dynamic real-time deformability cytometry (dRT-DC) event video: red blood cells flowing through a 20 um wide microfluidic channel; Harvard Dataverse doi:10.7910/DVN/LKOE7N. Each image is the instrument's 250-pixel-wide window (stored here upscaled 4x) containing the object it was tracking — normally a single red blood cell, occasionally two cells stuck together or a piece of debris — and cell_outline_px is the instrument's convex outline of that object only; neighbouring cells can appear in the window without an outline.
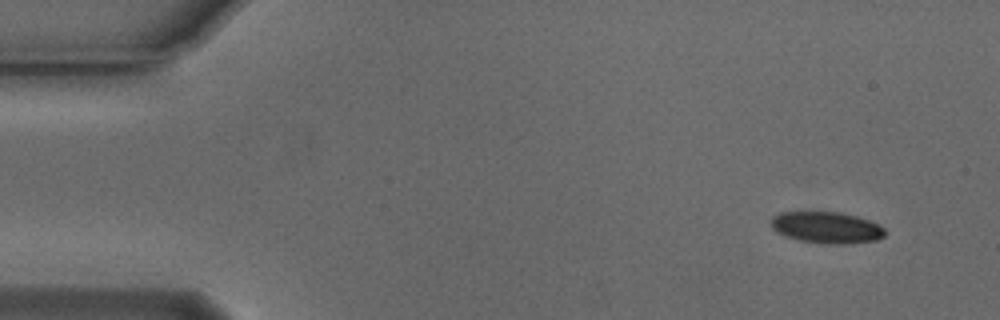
{"species": "Egyptian fruit bat (a non-hibernating species)", "species_latin": "Rousettus aegyptiacus", "temperature_condition": "cold", "stored_images_in_passage": 52, "camera_frame_rate_fps": 3000, "um_per_image_px": 0.085, "animal": {"sex": "male"}, "frame": {"image": 1, "passage_image": 1, "time_ms": 0.0, "image_size_px": [1000, 320], "cell_outline_px": [[884, 236], [876, 240], [844, 244], [820, 244], [800, 240], [784, 236], [776, 232], [772, 228], [772, 216], [780, 212], [840, 212], [856, 216], [868, 220], [884, 228]], "centroid_in_image_um": [70.22, 19.34], "position_along_channel_um": 14.8, "area_um2": 20.87}}
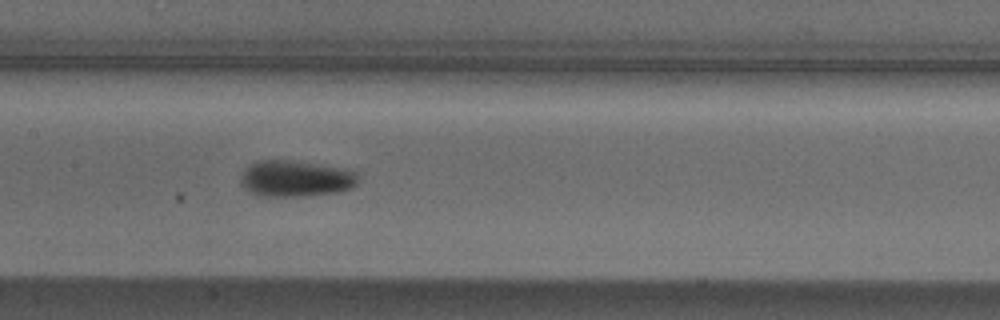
{"frame": {"image": 2, "passage_image": 23, "time_ms": 7.333, "image_size_px": [1000, 320], "cell_outline_px": [[356, 184], [352, 188], [340, 192], [304, 196], [256, 196], [244, 188], [240, 184], [240, 176], [256, 160], [288, 160], [348, 168], [356, 172]], "centroid_in_image_um": [25.13, 15.19], "position_along_channel_um": 182.3, "area_um2": 24.97}}
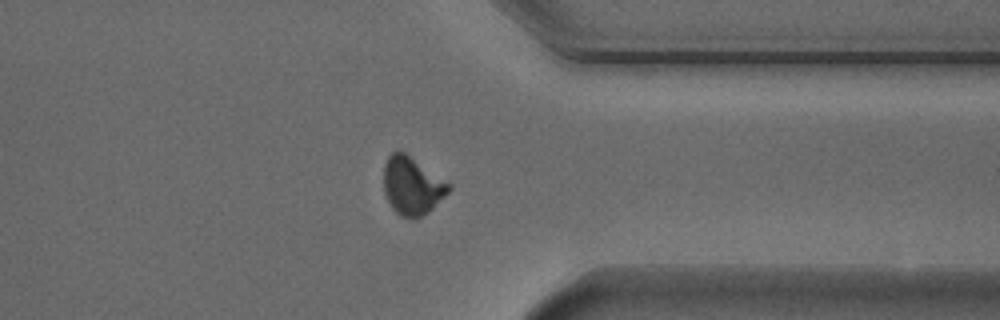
{"frame": {"image": 3, "passage_image": 39, "time_ms": 12.667, "image_size_px": [1000, 320], "cell_outline_px": [[452, 188], [428, 212], [420, 216], [400, 216], [392, 208], [384, 192], [384, 164], [388, 156], [392, 152], [400, 148], [448, 180], [452, 184]], "centroid_in_image_um": [35.04, 15.71], "position_along_channel_um": 376.4, "area_um2": 22.2}, "authors_computed_cell_mechanics": {"area_um2": 22.1374, "velocity_mm_per_s": 3.7535, "shape_relaxation_time_tau1_ms": 2.581, "shape_relaxation_time_tau2_ms": null, "deformation_change_tau1": 0.1053, "deformation_change_tau2": null}}